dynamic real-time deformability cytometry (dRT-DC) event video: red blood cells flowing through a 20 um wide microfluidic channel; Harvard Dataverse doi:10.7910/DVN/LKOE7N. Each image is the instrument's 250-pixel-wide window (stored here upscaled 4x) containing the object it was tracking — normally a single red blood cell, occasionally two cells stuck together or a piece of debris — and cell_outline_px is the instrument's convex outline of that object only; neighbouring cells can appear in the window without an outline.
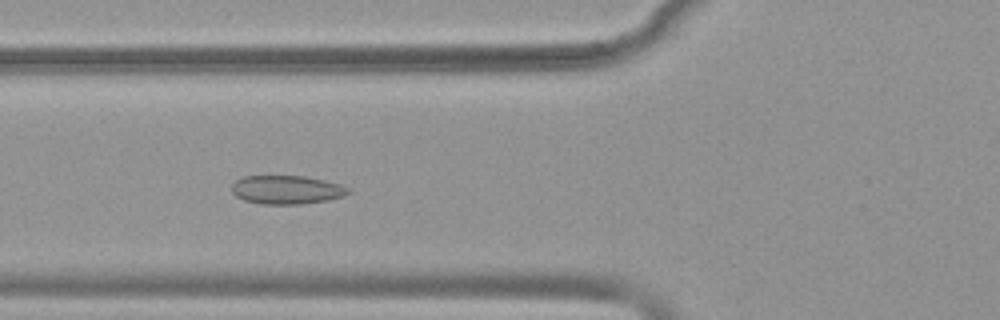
{"species": "common noctule bat (a hibernating species)", "species_latin": "Nyctalus noctula", "temperature_condition": "warm", "stored_images_in_passage": 53, "camera_frame_rate_fps": 3000, "um_per_image_px": 0.085, "animal": {"sex": "female", "body_mass_g": 19.9}, "frame": {"image": 1, "passage_image": 20, "time_ms": 6.333, "image_size_px": [1000, 320], "cell_outline_px": [[352, 192], [344, 196], [328, 200], [300, 204], [260, 204], [244, 200], [236, 196], [232, 192], [232, 184], [236, 180], [244, 176], [304, 176], [324, 180], [340, 184], [352, 188]], "centroid_in_image_um": [24.4, 16.13], "position_along_channel_um": 101.4, "area_um2": 19.59}}
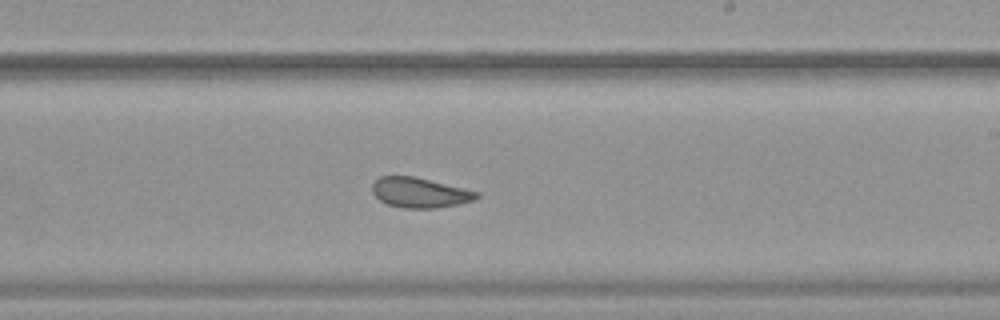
{"frame": {"image": 2, "passage_image": 32, "time_ms": 10.333, "image_size_px": [1000, 320], "cell_outline_px": [[480, 196], [476, 200], [436, 208], [404, 208], [388, 204], [380, 200], [372, 192], [372, 184], [380, 176], [416, 176], [480, 192]], "centroid_in_image_um": [35.7, 16.36], "position_along_channel_um": 253.3, "area_um2": 18.32}}
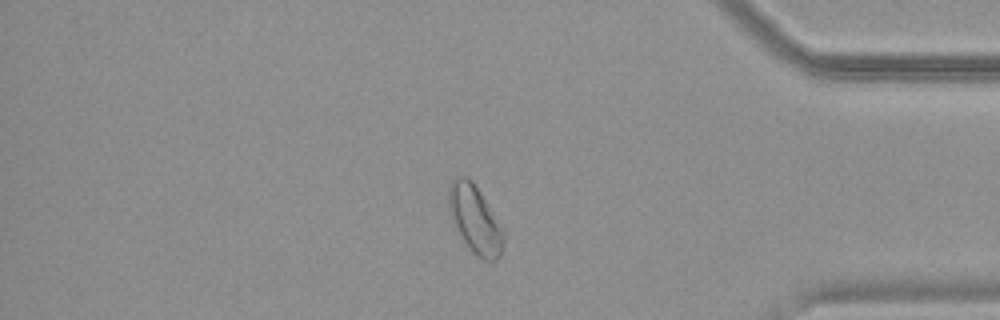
{"frame": {"image": 3, "passage_image": 45, "time_ms": 14.667, "image_size_px": [1000, 320], "cell_outline_px": [[504, 240], [500, 256], [496, 260], [484, 260], [464, 240], [448, 208], [448, 184], [456, 176], [468, 176], [472, 180], [480, 192], [504, 232]], "centroid_in_image_um": [40.37, 18.57], "position_along_channel_um": 394.8, "area_um2": 20.87}, "authors_computed_cell_mechanics": {"area_um2": 20.4034, "velocity_mm_per_s": 3.8163, "shape_relaxation_time_tau1_ms": null, "shape_relaxation_time_tau2_ms": 1.8623, "deformation_change_tau1": null, "deformation_change_tau2": 0.0736}}